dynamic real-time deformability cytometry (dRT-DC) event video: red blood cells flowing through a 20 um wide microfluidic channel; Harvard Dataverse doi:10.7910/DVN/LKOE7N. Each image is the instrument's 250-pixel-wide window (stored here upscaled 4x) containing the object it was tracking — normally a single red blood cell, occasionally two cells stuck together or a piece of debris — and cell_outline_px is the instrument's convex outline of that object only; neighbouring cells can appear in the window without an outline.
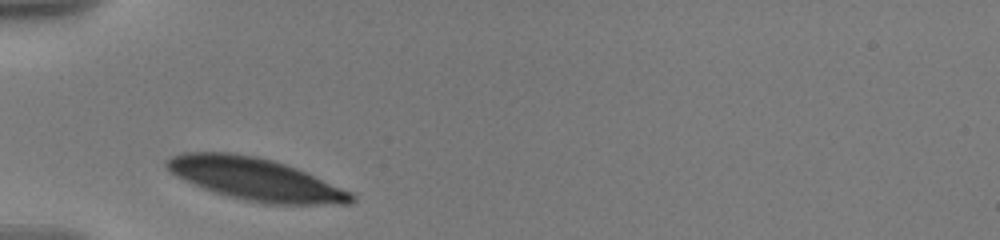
{"species": "human", "species_latin": "Homo sapiens", "temperature_condition": "warm", "stored_images_in_passage": 12, "camera_frame_rate_fps": 3000, "um_per_image_px": 0.085, "donor": {"sex": "male"}, "frame": {"image": 1, "passage_image": 1, "time_ms": 0.0, "image_size_px": [1000, 240], "cell_outline_px": [[356, 200], [352, 204], [268, 204], [228, 196], [212, 192], [192, 184], [176, 176], [164, 164], [164, 160], [172, 156], [184, 152], [232, 152], [256, 156], [272, 160], [296, 168], [352, 192], [356, 196]], "centroid_in_image_um": [21.7, 15.23], "position_along_channel_um": 63.3, "area_um2": 45.55}}
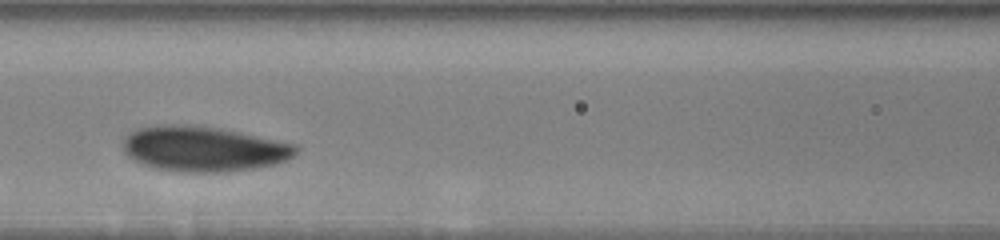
{"frame": {"image": 2, "passage_image": 7, "time_ms": 2.667, "image_size_px": [1000, 240], "cell_outline_px": [[296, 152], [288, 160], [276, 164], [260, 168], [224, 172], [176, 172], [152, 168], [128, 156], [124, 152], [124, 136], [140, 128], [164, 124], [184, 124], [216, 128], [296, 144]], "centroid_in_image_um": [17.29, 12.67], "position_along_channel_um": 149.3, "area_um2": 45.37}}
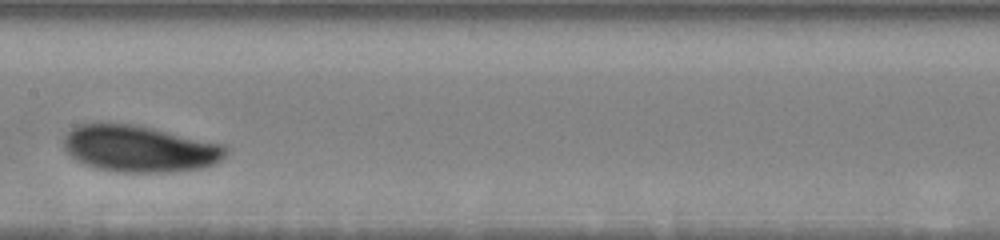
{"frame": {"image": 3, "passage_image": 10, "time_ms": 4.0, "image_size_px": [1000, 240], "cell_outline_px": [[228, 152], [224, 160], [204, 168], [176, 172], [112, 172], [96, 168], [84, 164], [76, 160], [64, 148], [64, 136], [72, 128], [80, 124], [132, 124], [152, 128], [228, 144]], "centroid_in_image_um": [11.95, 12.66], "position_along_channel_um": 195.4, "area_um2": 44.51}}